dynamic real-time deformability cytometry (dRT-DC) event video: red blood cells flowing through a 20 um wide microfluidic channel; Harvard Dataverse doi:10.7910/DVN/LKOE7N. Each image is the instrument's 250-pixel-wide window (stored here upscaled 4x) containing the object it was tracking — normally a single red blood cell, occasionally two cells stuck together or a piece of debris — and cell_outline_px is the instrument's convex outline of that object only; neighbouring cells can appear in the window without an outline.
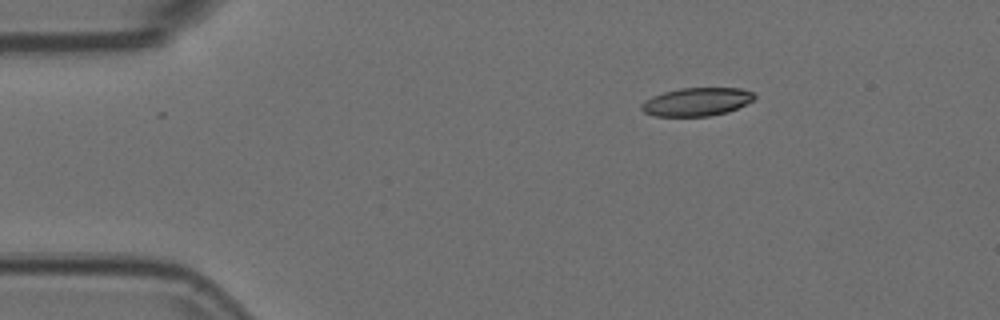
{"species": "Egyptian fruit bat (a non-hibernating species)", "species_latin": "Rousettus aegyptiacus", "temperature_condition": "room temperature", "stored_images_in_passage": 46, "camera_frame_rate_fps": 3000, "um_per_image_px": 0.085, "animal": {"sex": "female"}, "frame": {"image": 1, "passage_image": 1, "time_ms": 0.0, "image_size_px": [1000, 320], "cell_outline_px": [[756, 96], [752, 100], [728, 112], [708, 116], [652, 116], [644, 112], [640, 108], [640, 104], [644, 100], [652, 96], [664, 92], [680, 88], [740, 88], [752, 92]], "centroid_in_image_um": [59.16, 8.65], "position_along_channel_um": 25.8, "area_um2": 18.55}}
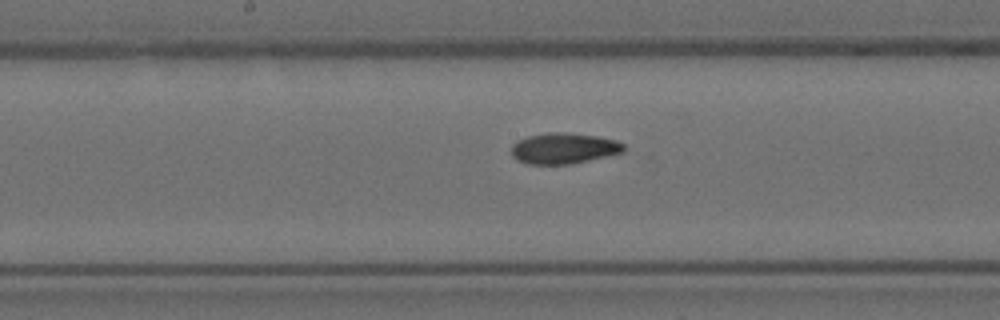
{"frame": {"image": 2, "passage_image": 20, "time_ms": 6.333, "image_size_px": [1000, 320], "cell_outline_px": [[624, 152], [588, 160], [568, 164], [528, 164], [516, 160], [512, 156], [512, 144], [516, 140], [528, 136], [548, 132], [564, 132], [596, 136], [616, 140], [624, 144]], "centroid_in_image_um": [47.88, 12.6], "position_along_channel_um": 200.3, "area_um2": 20.17}}
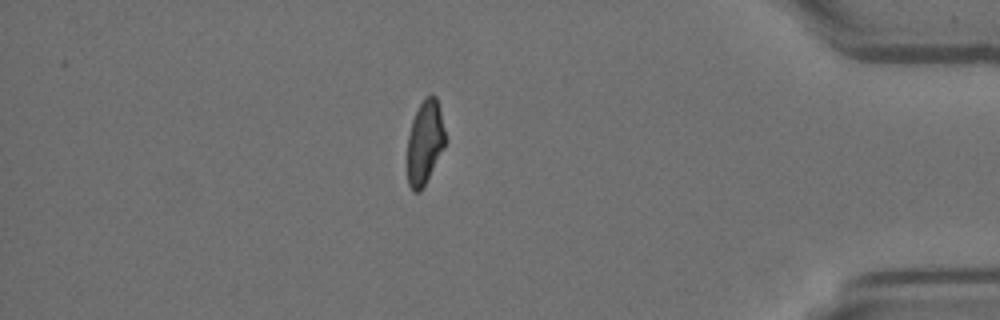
{"frame": {"image": 3, "passage_image": 39, "time_ms": 12.667, "image_size_px": [1000, 320], "cell_outline_px": [[448, 140], [444, 148], [420, 192], [412, 192], [408, 184], [408, 136], [412, 120], [424, 96], [432, 92], [436, 96], [440, 108]], "centroid_in_image_um": [36.14, 12.05], "position_along_channel_um": 399.1, "area_um2": 18.84}}